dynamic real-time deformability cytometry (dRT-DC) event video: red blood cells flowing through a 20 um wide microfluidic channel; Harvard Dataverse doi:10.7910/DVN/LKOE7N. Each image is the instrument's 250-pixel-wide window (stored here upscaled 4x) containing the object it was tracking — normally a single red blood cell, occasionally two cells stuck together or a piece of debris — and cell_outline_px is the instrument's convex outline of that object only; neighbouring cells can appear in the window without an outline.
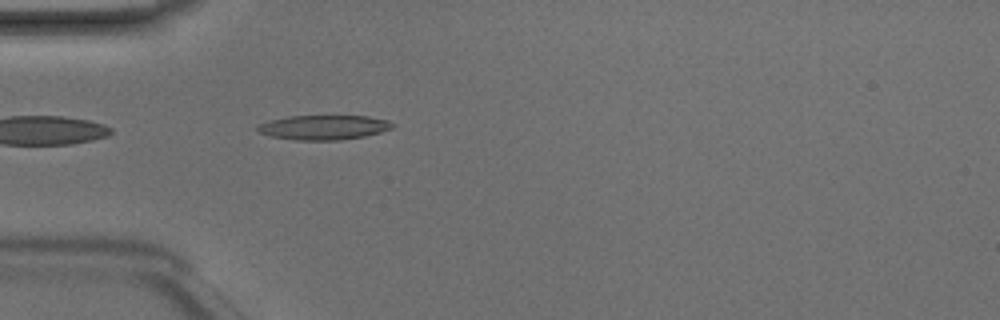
{"species": "Egyptian fruit bat (a non-hibernating species)", "species_latin": "Rousettus aegyptiacus", "temperature_condition": "room temperature", "stored_images_in_passage": 36, "camera_frame_rate_fps": 3000, "um_per_image_px": 0.085, "animal": {"sex": "male"}, "frame": {"image": 1, "passage_image": 2, "time_ms": 0.333, "image_size_px": [1000, 320], "cell_outline_px": [[396, 124], [392, 128], [380, 132], [364, 136], [336, 140], [296, 140], [272, 136], [256, 132], [256, 124], [288, 116], [368, 116], [388, 120]], "centroid_in_image_um": [27.5, 10.82], "position_along_channel_um": 57.5, "area_um2": 19.31}}
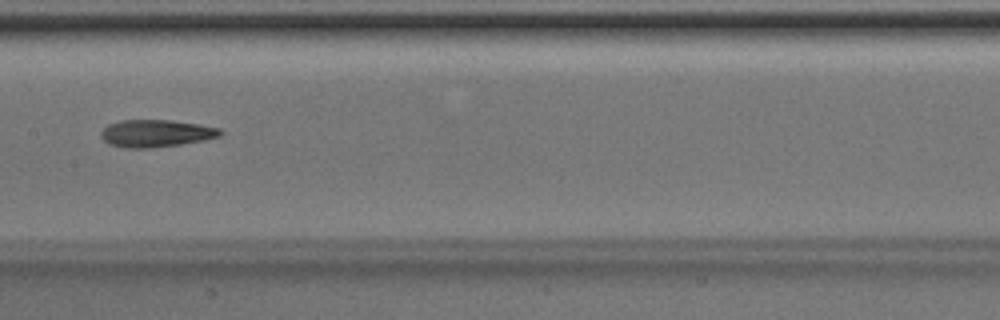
{"frame": {"image": 2, "passage_image": 12, "time_ms": 3.667, "image_size_px": [1000, 320], "cell_outline_px": [[224, 132], [220, 136], [204, 140], [180, 144], [152, 148], [124, 148], [108, 144], [100, 136], [100, 132], [108, 124], [120, 120], [172, 120], [200, 124], [220, 128]], "centroid_in_image_um": [13.26, 11.33], "position_along_channel_um": 194.1, "area_um2": 19.19}}
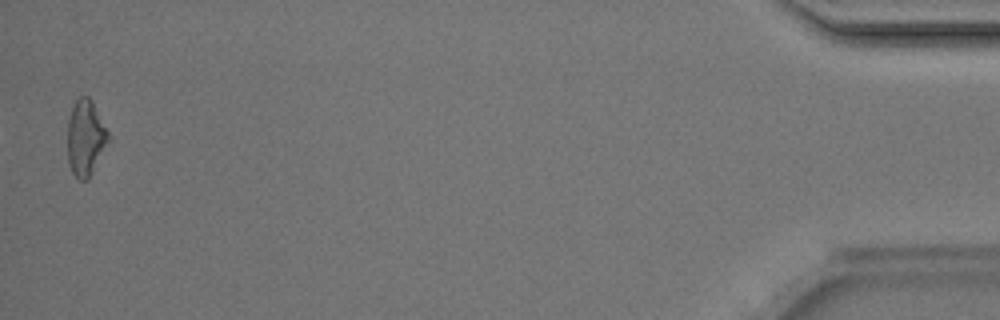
{"frame": {"image": 3, "passage_image": 35, "time_ms": 11.333, "image_size_px": [1000, 320], "cell_outline_px": [[108, 140], [88, 180], [76, 180], [68, 164], [68, 120], [72, 108], [76, 100], [80, 96], [88, 96], [92, 100], [108, 132]], "centroid_in_image_um": [7.24, 11.73], "position_along_channel_um": 428.0, "area_um2": 17.74}, "authors_computed_cell_mechanics": {"area_um2": 18.4382, "velocity_mm_per_s": 4.2413, "shape_relaxation_time_tau1_ms": null, "shape_relaxation_time_tau2_ms": 6.374, "deformation_change_tau1": null, "deformation_change_tau2": 0.2037}}